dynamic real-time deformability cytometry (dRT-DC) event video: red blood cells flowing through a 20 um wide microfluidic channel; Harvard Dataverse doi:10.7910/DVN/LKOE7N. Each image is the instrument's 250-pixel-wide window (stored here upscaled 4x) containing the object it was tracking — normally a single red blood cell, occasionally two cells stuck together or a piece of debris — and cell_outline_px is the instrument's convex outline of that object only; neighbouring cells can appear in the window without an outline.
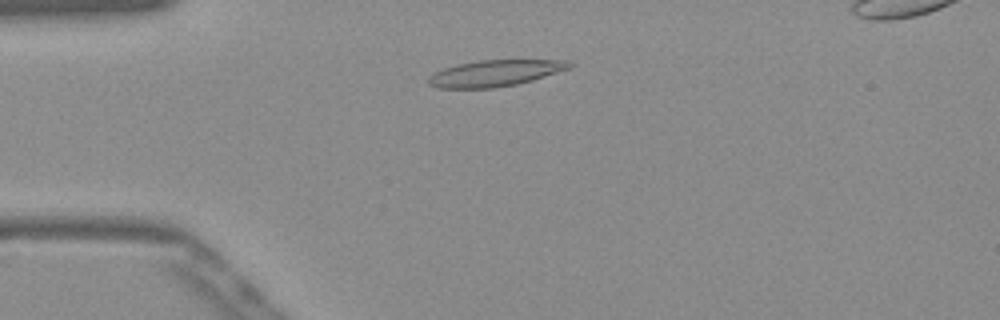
{"species": "Egyptian fruit bat (a non-hibernating species)", "species_latin": "Rousettus aegyptiacus", "temperature_condition": "warm", "stored_images_in_passage": 44, "camera_frame_rate_fps": 3000, "um_per_image_px": 0.085, "frame": {"image": 1, "passage_image": 5, "time_ms": 1.333, "image_size_px": [1000, 320], "cell_outline_px": [[576, 64], [572, 68], [532, 80], [516, 84], [492, 88], [436, 88], [428, 84], [428, 76], [444, 68], [456, 64], [480, 60], [568, 60]], "centroid_in_image_um": [42.11, 6.21], "position_along_channel_um": 42.9, "area_um2": 21.73}}
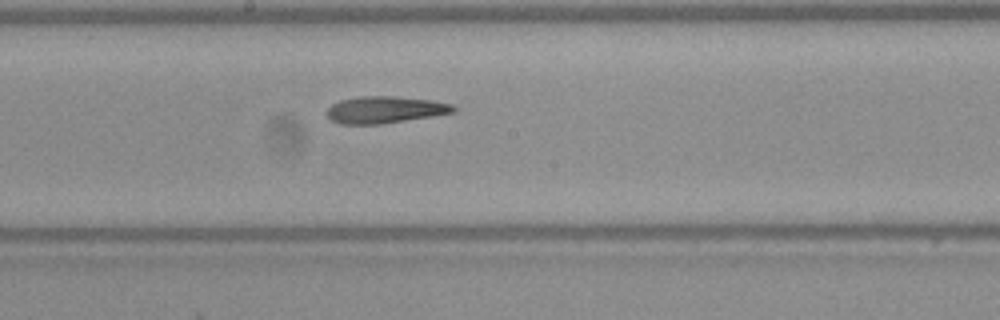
{"frame": {"image": 2, "passage_image": 20, "time_ms": 6.333, "image_size_px": [1000, 320], "cell_outline_px": [[456, 112], [432, 116], [380, 124], [340, 124], [332, 120], [328, 116], [328, 108], [332, 104], [340, 100], [360, 96], [392, 96], [432, 100], [452, 104], [456, 108]], "centroid_in_image_um": [32.74, 9.32], "position_along_channel_um": 215.5, "area_um2": 19.71}}
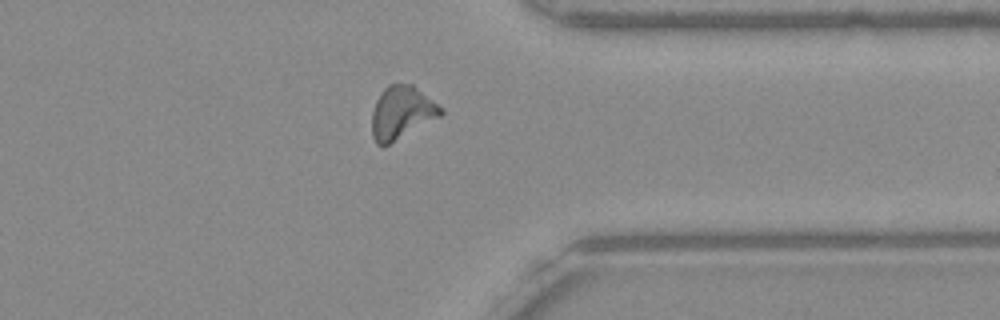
{"frame": {"image": 3, "passage_image": 33, "time_ms": 10.667, "image_size_px": [1000, 320], "cell_outline_px": [[444, 112], [440, 116], [388, 144], [376, 144], [372, 136], [372, 112], [376, 100], [384, 88], [388, 84], [412, 84], [444, 108]], "centroid_in_image_um": [34.14, 9.54], "position_along_channel_um": 377.3, "area_um2": 20.92}, "authors_computed_cell_mechanics": {"area_um2": 19.941, "velocity_mm_per_s": 3.8822, "shape_relaxation_time_tau1_ms": null, "shape_relaxation_time_tau2_ms": 7.8169, "deformation_change_tau1": null, "deformation_change_tau2": 0.201}}